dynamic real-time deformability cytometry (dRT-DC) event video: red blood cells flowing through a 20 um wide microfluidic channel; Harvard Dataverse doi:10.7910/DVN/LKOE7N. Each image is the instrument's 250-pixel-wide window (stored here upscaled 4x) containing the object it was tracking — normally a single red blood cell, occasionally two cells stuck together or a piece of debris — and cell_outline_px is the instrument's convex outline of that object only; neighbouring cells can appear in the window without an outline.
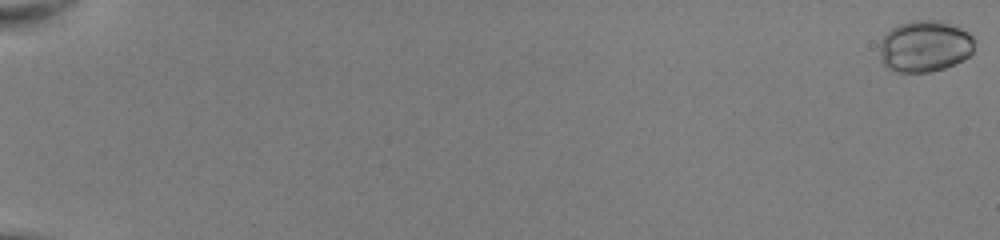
{"species": "common noctule bat (a hibernating species)", "species_latin": "Nyctalus noctula", "temperature_condition": "room temperature", "stored_images_in_passage": 53, "camera_frame_rate_fps": 3000, "um_per_image_px": 0.085, "animal": {"sex": "female", "body_mass_g": 22.0, "forearm_length_mm": 56.7}, "frame": {"image": 1, "passage_image": 1, "time_ms": 0.0, "image_size_px": [1000, 240], "cell_outline_px": [[976, 40], [972, 52], [968, 56], [944, 68], [928, 72], [896, 72], [884, 68], [880, 60], [880, 40], [892, 28], [900, 24], [912, 20], [936, 20], [960, 28], [968, 32]], "centroid_in_image_um": [78.57, 3.94], "position_along_channel_um": 6.4, "area_um2": 28.5}}
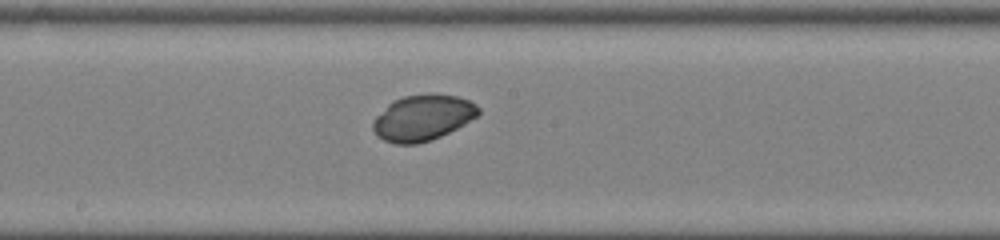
{"frame": {"image": 2, "passage_image": 32, "time_ms": 10.333, "image_size_px": [1000, 240], "cell_outline_px": [[480, 112], [476, 116], [464, 124], [440, 136], [416, 144], [396, 144], [384, 140], [372, 128], [372, 120], [392, 100], [404, 96], [428, 92], [432, 92], [456, 96], [468, 100], [476, 104], [480, 108]], "centroid_in_image_um": [35.92, 9.97], "position_along_channel_um": 212.3, "area_um2": 28.15}}
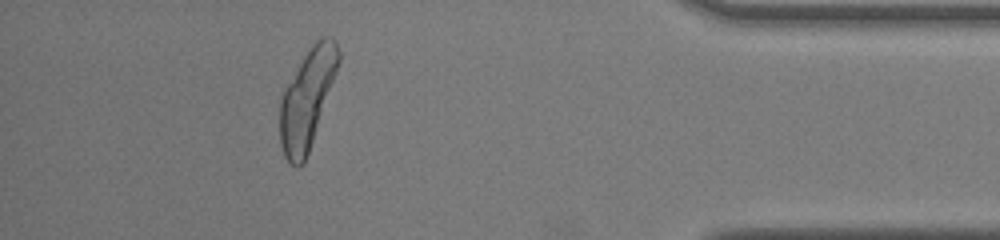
{"frame": {"image": 3, "passage_image": 49, "time_ms": 16.0, "image_size_px": [1000, 240], "cell_outline_px": [[340, 60], [336, 72], [304, 164], [300, 168], [296, 168], [288, 164], [284, 156], [280, 144], [280, 96], [284, 88], [308, 48], [320, 36], [332, 36], [336, 40], [340, 52]], "centroid_in_image_um": [26.08, 8.39], "position_along_channel_um": 409.1, "area_um2": 33.76}, "authors_computed_cell_mechanics": {"area_um2": 28.1486, "velocity_mm_per_s": 4.0602, "shape_relaxation_time_tau1_ms": 0.9021, "shape_relaxation_time_tau2_ms": null, "deformation_change_tau1": 0.022, "deformation_change_tau2": null}}